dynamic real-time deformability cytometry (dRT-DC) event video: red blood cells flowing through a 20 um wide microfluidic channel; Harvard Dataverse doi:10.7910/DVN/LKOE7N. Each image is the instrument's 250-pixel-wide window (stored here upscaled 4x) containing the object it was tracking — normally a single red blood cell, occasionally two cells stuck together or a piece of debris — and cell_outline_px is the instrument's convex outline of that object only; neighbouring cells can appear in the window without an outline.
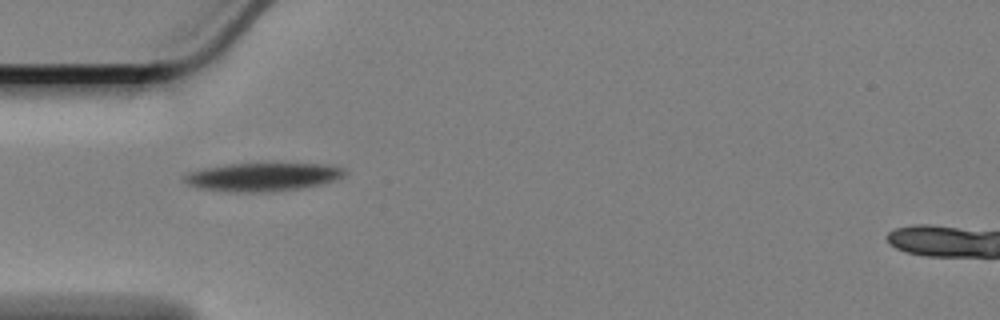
{"species": "Egyptian fruit bat (a non-hibernating species)", "species_latin": "Rousettus aegyptiacus", "temperature_condition": "cold", "stored_images_in_passage": 43, "camera_frame_rate_fps": 3000, "um_per_image_px": 0.085, "animal": {"sex": "female"}, "frame": {"image": 1, "passage_image": 1, "time_ms": 0.0, "image_size_px": [1000, 320], "cell_outline_px": [[348, 172], [344, 176], [320, 184], [300, 188], [252, 192], [248, 192], [196, 188], [188, 184], [184, 180], [184, 176], [188, 172], [204, 168], [224, 164], [328, 164], [344, 168]], "centroid_in_image_um": [22.32, 15.02], "position_along_channel_um": 62.7, "area_um2": 25.95}}
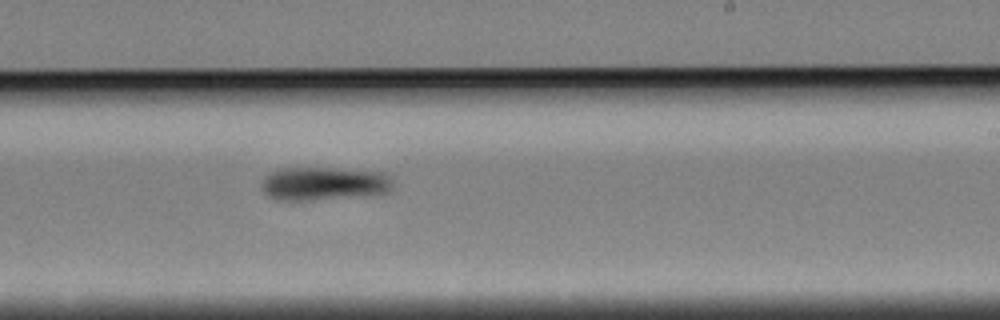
{"frame": {"image": 2, "passage_image": 19, "time_ms": 6.0, "image_size_px": [1000, 320], "cell_outline_px": [[392, 188], [388, 192], [368, 196], [312, 200], [276, 200], [268, 196], [264, 192], [264, 176], [280, 168], [332, 168], [388, 172], [392, 176]], "centroid_in_image_um": [27.62, 15.61], "position_along_channel_um": 261.4, "area_um2": 25.89}}
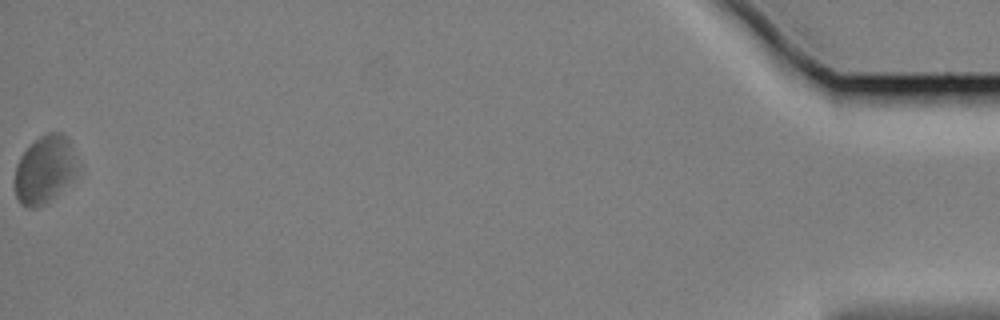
{"frame": {"image": 3, "passage_image": 43, "time_ms": 14.0, "image_size_px": [1000, 320], "cell_outline_px": [[72, 176], [56, 196], [44, 204], [32, 208], [28, 208], [20, 204], [16, 196], [16, 164], [20, 156], [40, 136], [48, 132], [60, 132], [68, 140], [72, 156]], "centroid_in_image_um": [3.7, 14.44], "position_along_channel_um": 431.5, "area_um2": 23.35}, "authors_computed_cell_mechanics": {"area_um2": 25.0852, "velocity_mm_per_s": 3.3366, "shape_relaxation_time_tau1_ms": 2.1318, "shape_relaxation_time_tau2_ms": null, "deformation_change_tau1": 0.0783, "deformation_change_tau2": null}}